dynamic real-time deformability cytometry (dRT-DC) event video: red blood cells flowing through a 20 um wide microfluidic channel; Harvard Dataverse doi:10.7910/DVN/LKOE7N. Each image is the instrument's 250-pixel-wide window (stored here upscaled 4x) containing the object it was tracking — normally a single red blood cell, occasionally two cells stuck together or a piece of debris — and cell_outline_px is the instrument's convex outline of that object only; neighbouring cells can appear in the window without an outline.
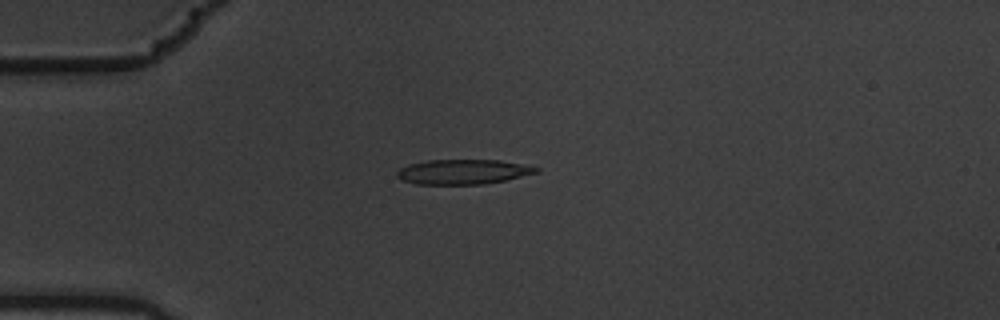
{"species": "common noctule bat (a hibernating species)", "species_latin": "Nyctalus noctula", "temperature_condition": "warm", "stored_images_in_passage": 8, "camera_frame_rate_fps": 3000, "um_per_image_px": 0.085, "animal": {"sex": "male", "body_mass_g": 19.5, "forearm_length_mm": 54.6}, "frame": {"image": 1, "passage_image": 5, "time_ms": 1.333, "image_size_px": [1000, 320], "cell_outline_px": [[540, 172], [504, 180], [484, 184], [416, 184], [404, 180], [396, 176], [396, 172], [400, 168], [408, 164], [428, 160], [500, 160], [540, 168]], "centroid_in_image_um": [39.34, 14.6], "position_along_channel_um": 45.7, "area_um2": 20.0}}
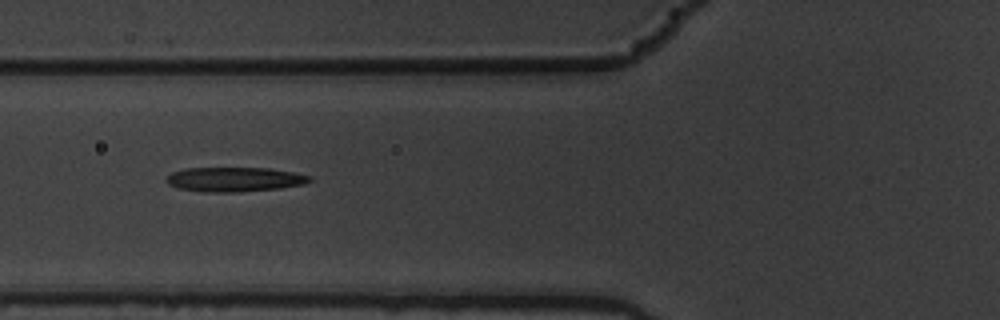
{"frame": {"image": 2, "passage_image": 7, "time_ms": 2.0, "image_size_px": [1000, 320], "cell_outline_px": [[312, 180], [304, 184], [280, 188], [236, 192], [200, 192], [176, 188], [168, 184], [164, 180], [172, 172], [184, 168], [272, 168], [312, 176]], "centroid_in_image_um": [19.9, 15.25], "position_along_channel_um": 105.9, "area_um2": 20.63}}
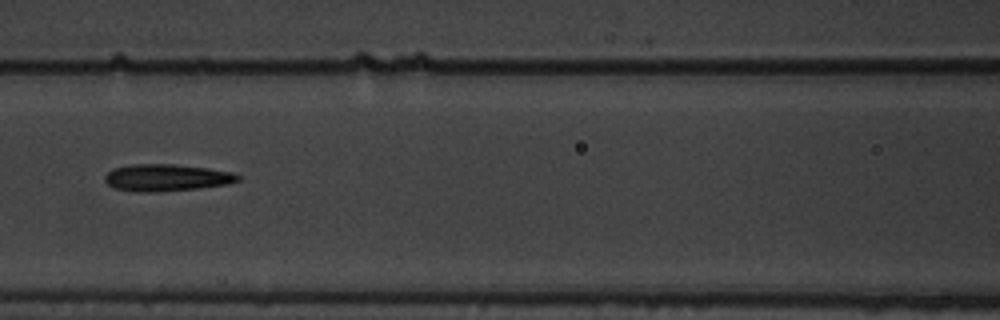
{"frame": {"image": 3, "passage_image": 8, "time_ms": 2.333, "image_size_px": [1000, 320], "cell_outline_px": [[240, 180], [228, 184], [200, 188], [152, 192], [136, 192], [112, 188], [104, 180], [104, 176], [112, 168], [132, 164], [172, 164], [208, 168], [232, 172], [240, 176]], "centroid_in_image_um": [14.12, 15.1], "position_along_channel_um": 152.5, "area_um2": 21.04}}